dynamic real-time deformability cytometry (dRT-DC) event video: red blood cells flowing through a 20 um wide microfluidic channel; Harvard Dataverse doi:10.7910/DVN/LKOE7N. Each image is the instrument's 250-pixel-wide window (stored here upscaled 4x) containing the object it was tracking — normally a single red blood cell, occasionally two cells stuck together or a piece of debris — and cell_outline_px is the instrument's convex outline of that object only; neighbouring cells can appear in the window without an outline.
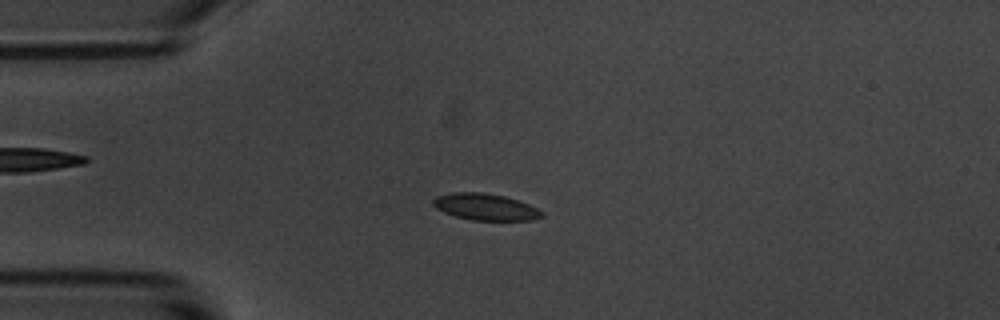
{"species": "common noctule bat (a hibernating species)", "species_latin": "Nyctalus noctula", "temperature_condition": "room temperature", "stored_images_in_passage": 46, "camera_frame_rate_fps": 3000, "um_per_image_px": 0.085, "animal": {"sex": "male", "body_mass_g": 20.1, "forearm_length_mm": 53.5}, "frame": {"image": 1, "passage_image": 3, "time_ms": 0.667, "image_size_px": [1000, 320], "cell_outline_px": [[544, 216], [532, 220], [472, 220], [456, 216], [444, 212], [436, 208], [432, 204], [432, 200], [436, 196], [452, 192], [484, 192], [504, 196], [528, 204], [544, 212]], "centroid_in_image_um": [41.24, 17.58], "position_along_channel_um": 43.8, "area_um2": 16.82}}
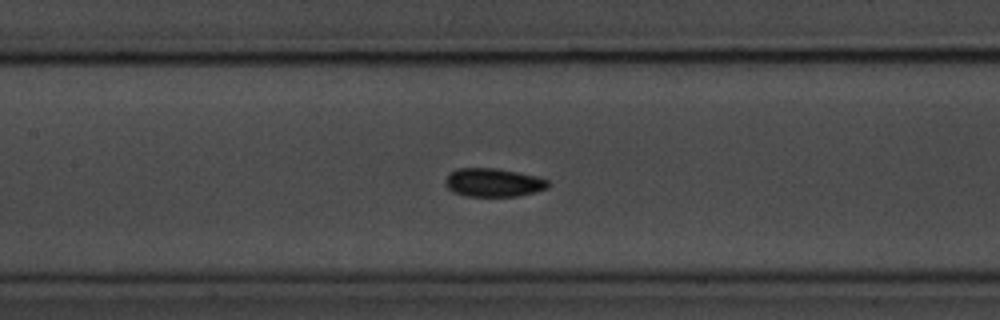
{"frame": {"image": 2, "passage_image": 15, "time_ms": 4.667, "image_size_px": [1000, 320], "cell_outline_px": [[552, 184], [548, 188], [516, 196], [464, 196], [452, 192], [444, 184], [444, 180], [448, 172], [456, 168], [496, 168], [536, 176], [548, 180]], "centroid_in_image_um": [41.88, 15.51], "position_along_channel_um": 165.5, "area_um2": 17.22}}
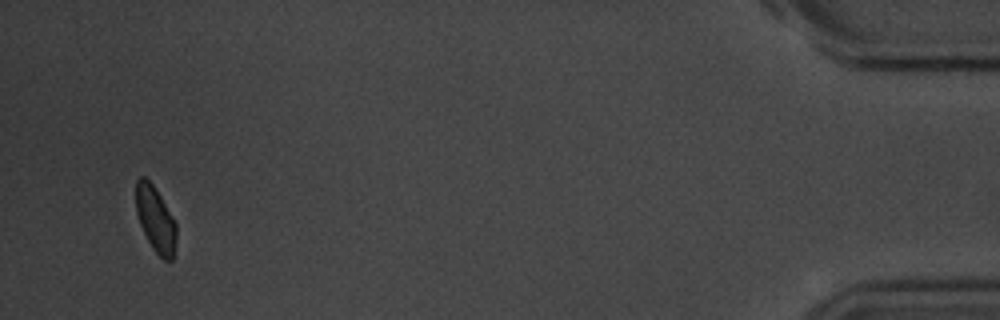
{"frame": {"image": 3, "passage_image": 44, "time_ms": 14.333, "image_size_px": [1000, 320], "cell_outline_px": [[176, 240], [172, 260], [164, 260], [152, 248], [140, 224], [136, 212], [136, 180], [140, 176], [144, 176], [156, 188], [172, 216], [176, 224]], "centroid_in_image_um": [13.21, 18.61], "position_along_channel_um": 422.0, "area_um2": 15.32}}